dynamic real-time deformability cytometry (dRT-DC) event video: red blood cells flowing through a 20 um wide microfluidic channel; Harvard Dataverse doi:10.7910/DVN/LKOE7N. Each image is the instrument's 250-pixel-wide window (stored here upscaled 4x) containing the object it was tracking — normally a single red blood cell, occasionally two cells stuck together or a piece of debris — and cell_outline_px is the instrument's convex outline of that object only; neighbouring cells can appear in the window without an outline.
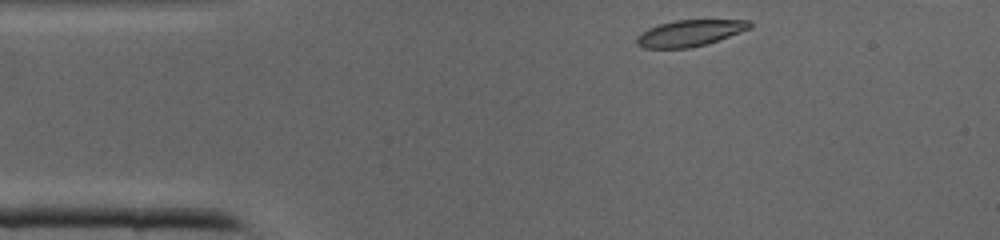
{"species": "common noctule bat (a hibernating species)", "species_latin": "Nyctalus noctula", "temperature_condition": "cold", "stored_images_in_passage": 32, "camera_frame_rate_fps": 3000, "um_per_image_px": 0.085, "animal": {"sex": "male", "body_mass_g": 19.0, "forearm_length_mm": 50.8}, "frame": {"image": 1, "passage_image": 1, "time_ms": 0.0, "image_size_px": [1000, 240], "cell_outline_px": [[752, 28], [704, 44], [688, 48], [644, 48], [636, 44], [636, 40], [648, 28], [660, 24], [676, 20], [752, 20]], "centroid_in_image_um": [58.66, 2.8], "position_along_channel_um": 26.3, "area_um2": 16.99}}
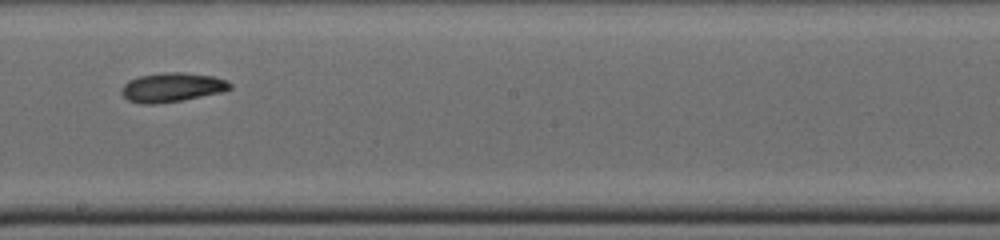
{"frame": {"image": 2, "passage_image": 17, "time_ms": 5.333, "image_size_px": [1000, 240], "cell_outline_px": [[232, 88], [224, 92], [180, 100], [152, 104], [144, 104], [128, 100], [120, 92], [120, 88], [128, 80], [140, 76], [164, 72], [184, 72], [212, 76], [224, 80], [232, 84]], "centroid_in_image_um": [14.61, 7.41], "position_along_channel_um": 233.6, "area_um2": 18.38}}
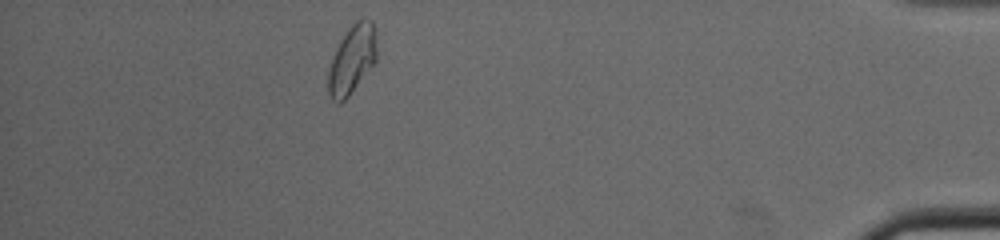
{"frame": {"image": 3, "passage_image": 31, "time_ms": 10.0, "image_size_px": [1000, 240], "cell_outline_px": [[376, 60], [348, 96], [340, 104], [336, 104], [332, 100], [328, 92], [328, 72], [332, 56], [340, 40], [348, 28], [356, 20], [364, 16], [372, 20], [376, 36]], "centroid_in_image_um": [29.91, 5.02], "position_along_channel_um": 405.3, "area_um2": 19.42}}